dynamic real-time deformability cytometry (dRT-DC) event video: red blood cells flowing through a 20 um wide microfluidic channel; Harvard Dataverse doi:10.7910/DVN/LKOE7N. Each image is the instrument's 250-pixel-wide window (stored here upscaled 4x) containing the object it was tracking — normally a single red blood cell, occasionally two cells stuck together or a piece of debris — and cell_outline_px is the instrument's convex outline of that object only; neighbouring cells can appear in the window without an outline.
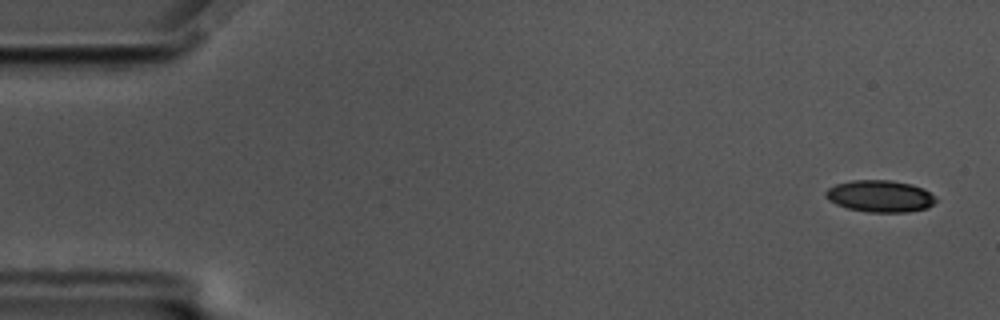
{"species": "common noctule bat (a hibernating species)", "species_latin": "Nyctalus noctula", "temperature_condition": "cold", "stored_images_in_passage": 58, "camera_frame_rate_fps": 3000, "um_per_image_px": 0.085, "animal": {"sex": "male", "body_mass_g": 17.5, "forearm_length_mm": 52.3}, "frame": {"image": 1, "passage_image": 3, "time_ms": 0.667, "image_size_px": [1000, 320], "cell_outline_px": [[936, 200], [928, 208], [908, 212], [868, 212], [848, 208], [836, 204], [828, 200], [824, 196], [824, 192], [828, 188], [836, 184], [852, 180], [892, 180], [912, 184], [924, 188], [936, 196]], "centroid_in_image_um": [74.81, 16.67], "position_along_channel_um": 10.2, "area_um2": 20.63}}
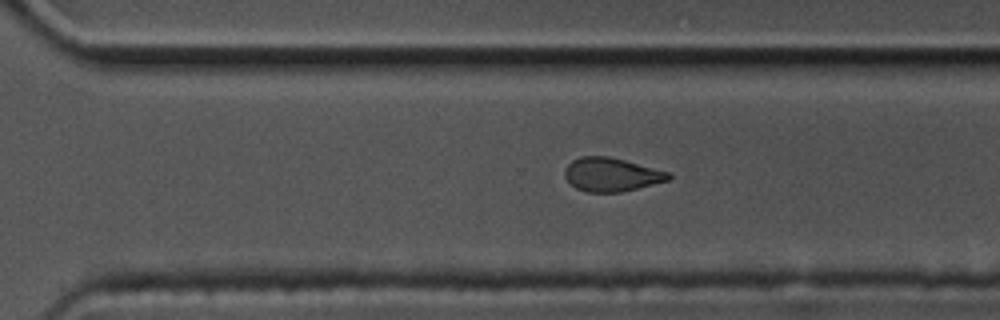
{"frame": {"image": 2, "passage_image": 40, "time_ms": 13.0, "image_size_px": [1000, 320], "cell_outline_px": [[672, 176], [668, 180], [620, 192], [584, 192], [576, 188], [564, 176], [564, 168], [572, 160], [580, 156], [608, 156], [624, 160], [668, 172]], "centroid_in_image_um": [51.91, 14.83], "position_along_channel_um": 318.7, "area_um2": 20.11}}
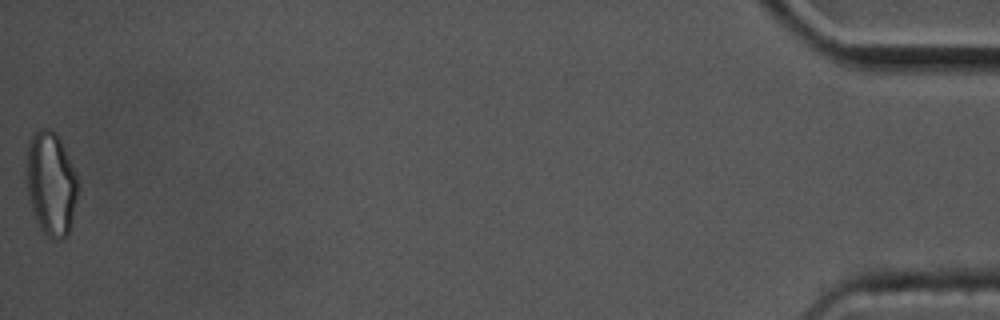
{"frame": {"image": 3, "passage_image": 58, "time_ms": 19.0, "image_size_px": [1000, 320], "cell_outline_px": [[76, 200], [72, 220], [68, 236], [52, 240], [40, 228], [32, 208], [28, 192], [28, 140], [40, 128], [48, 128], [56, 132], [76, 172]], "centroid_in_image_um": [4.35, 15.6], "position_along_channel_um": 430.9, "area_um2": 30.35}, "authors_computed_cell_mechanics": {"area_um2": 21.5016, "velocity_mm_per_s": 3.5176, "shape_relaxation_time_tau1_ms": 5.8887, "shape_relaxation_time_tau2_ms": 3.532, "deformation_change_tau1": 0.1399, "deformation_change_tau2": 0.0909}}